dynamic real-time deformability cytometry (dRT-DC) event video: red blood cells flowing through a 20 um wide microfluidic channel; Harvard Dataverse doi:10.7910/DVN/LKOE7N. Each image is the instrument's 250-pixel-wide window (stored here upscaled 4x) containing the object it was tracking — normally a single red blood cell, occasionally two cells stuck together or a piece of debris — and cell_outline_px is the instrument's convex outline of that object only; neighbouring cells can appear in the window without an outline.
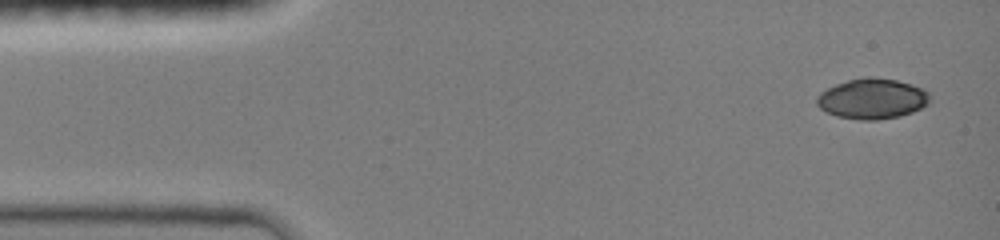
{"species": "common noctule bat (a hibernating species)", "species_latin": "Nyctalus noctula", "temperature_condition": "room temperature", "stored_images_in_passage": 46, "camera_frame_rate_fps": 3000, "um_per_image_px": 0.085, "animal": {"sex": "female", "body_mass_g": 19.0, "forearm_length_mm": 51.5}, "frame": {"image": 1, "passage_image": 1, "time_ms": 0.0, "image_size_px": [1000, 240], "cell_outline_px": [[932, 96], [928, 104], [912, 112], [900, 116], [876, 120], [860, 120], [836, 116], [820, 108], [816, 104], [816, 96], [820, 92], [836, 84], [848, 80], [864, 76], [868, 76], [896, 80], [920, 88], [928, 92]], "centroid_in_image_um": [74.12, 8.39], "position_along_channel_um": 10.9, "area_um2": 26.59}}
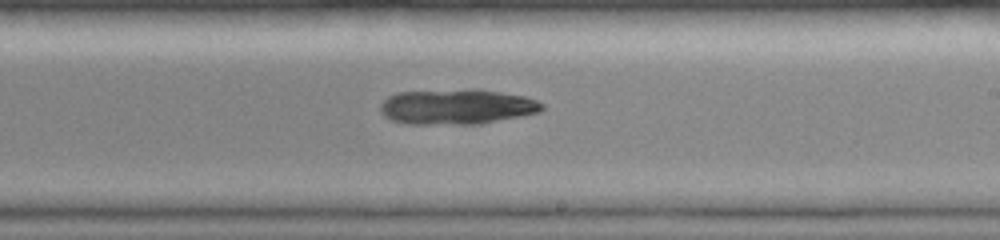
{"frame": {"image": 2, "passage_image": 25, "time_ms": 8.333, "image_size_px": [1000, 240], "cell_outline_px": [[544, 108], [540, 112], [480, 124], [408, 124], [392, 120], [384, 116], [380, 112], [380, 104], [388, 96], [396, 92], [472, 88], [476, 88], [524, 96], [536, 100], [544, 104]], "centroid_in_image_um": [38.81, 9.06], "position_along_channel_um": 250.2, "area_um2": 33.58}}
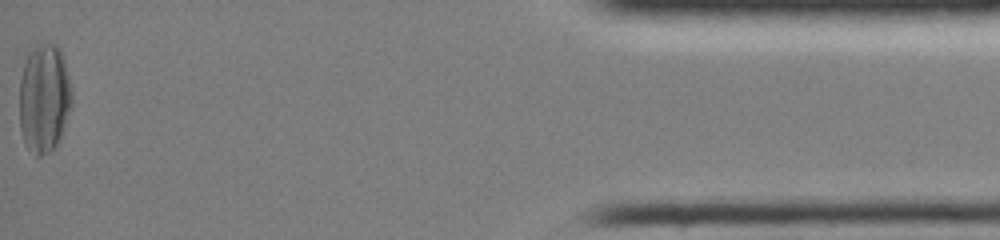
{"frame": {"image": 3, "passage_image": 46, "time_ms": 14.667, "image_size_px": [1000, 240], "cell_outline_px": [[72, 108], [60, 140], [48, 152], [40, 156], [36, 156], [24, 144], [20, 128], [20, 80], [24, 64], [28, 52], [36, 44], [56, 44], [60, 48], [64, 60], [72, 88]], "centroid_in_image_um": [3.77, 8.35], "position_along_channel_um": 431.4, "area_um2": 33.7}}